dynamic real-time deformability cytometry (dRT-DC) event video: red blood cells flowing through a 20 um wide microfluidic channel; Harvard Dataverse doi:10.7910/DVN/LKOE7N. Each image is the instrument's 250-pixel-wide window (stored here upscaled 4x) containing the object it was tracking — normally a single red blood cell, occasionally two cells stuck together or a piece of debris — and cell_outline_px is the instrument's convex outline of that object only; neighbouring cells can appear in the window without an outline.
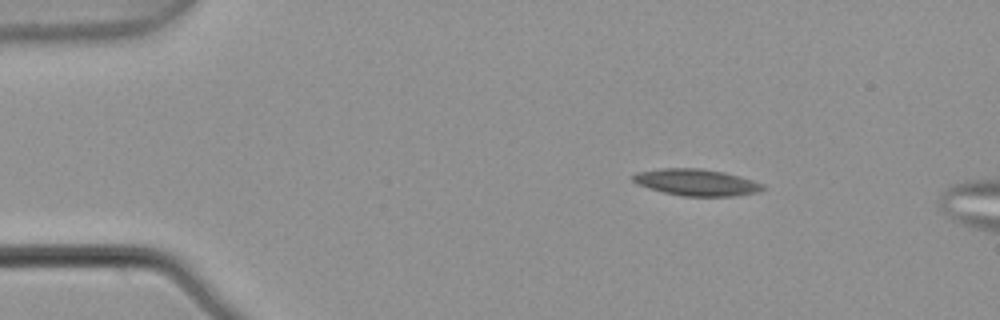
{"species": "common noctule bat (a hibernating species)", "species_latin": "Nyctalus noctula", "temperature_condition": "warm", "stored_images_in_passage": 3, "camera_frame_rate_fps": 3000, "um_per_image_px": 0.085, "animal": {"sex": "male", "body_mass_g": 21.5, "forearm_length_mm": 52.0}, "frame": {"image": 1, "passage_image": 1, "time_ms": 0.0, "image_size_px": [1000, 320], "cell_outline_px": [[764, 188], [760, 192], [736, 196], [684, 196], [664, 192], [636, 184], [632, 180], [632, 176], [636, 172], [660, 168], [700, 168], [724, 172], [740, 176], [764, 184]], "centroid_in_image_um": [59.2, 15.5], "position_along_channel_um": 25.8, "area_um2": 20.23}}